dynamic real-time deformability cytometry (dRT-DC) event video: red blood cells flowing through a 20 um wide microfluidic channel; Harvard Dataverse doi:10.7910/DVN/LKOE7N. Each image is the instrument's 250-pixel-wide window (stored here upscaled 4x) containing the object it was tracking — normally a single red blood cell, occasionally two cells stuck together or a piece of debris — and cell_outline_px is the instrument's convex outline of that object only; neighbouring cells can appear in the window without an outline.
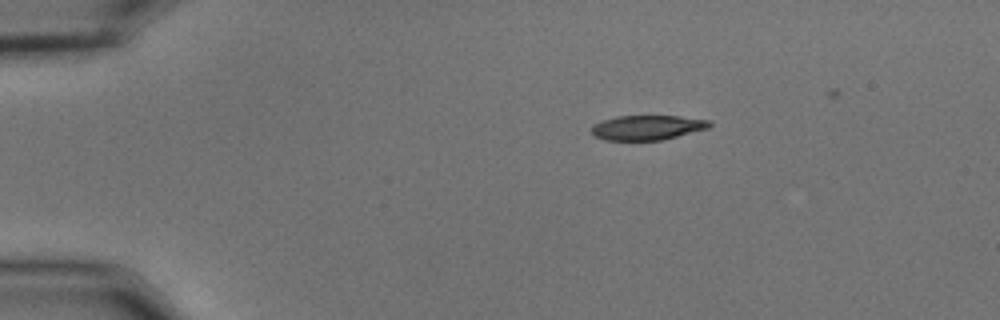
{"species": "common noctule bat (a hibernating species)", "species_latin": "Nyctalus noctula", "temperature_condition": "cold", "stored_images_in_passage": 41, "camera_frame_rate_fps": 3000, "um_per_image_px": 0.085, "animal": {"sex": "male", "body_mass_g": 15.6}, "frame": {"image": 1, "passage_image": 1, "time_ms": 0.0, "image_size_px": [1000, 320], "cell_outline_px": [[712, 124], [708, 128], [660, 140], [604, 140], [592, 136], [592, 124], [616, 116], [680, 116], [712, 120]], "centroid_in_image_um": [55.0, 10.83], "position_along_channel_um": 30.0, "area_um2": 16.99}}
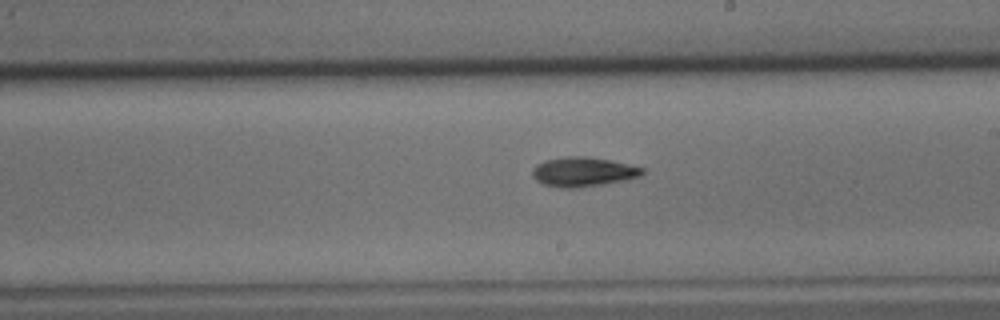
{"frame": {"image": 2, "passage_image": 23, "time_ms": 7.333, "image_size_px": [1000, 320], "cell_outline_px": [[644, 172], [640, 176], [628, 180], [604, 184], [576, 188], [560, 188], [544, 184], [536, 180], [532, 176], [532, 168], [536, 164], [544, 160], [568, 156], [588, 156], [608, 160], [644, 168]], "centroid_in_image_um": [49.54, 14.61], "position_along_channel_um": 239.5, "area_um2": 18.96}}
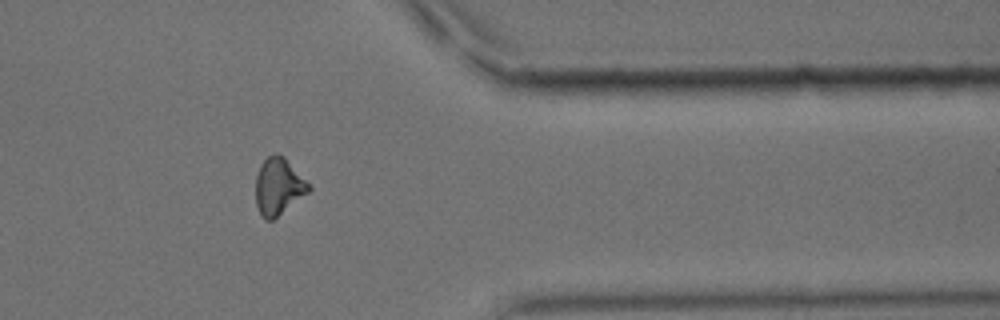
{"frame": {"image": 3, "passage_image": 36, "time_ms": 11.667, "image_size_px": [1000, 320], "cell_outline_px": [[312, 188], [308, 192], [272, 220], [264, 220], [260, 216], [256, 204], [256, 176], [260, 164], [268, 156], [284, 156]], "centroid_in_image_um": [23.63, 15.88], "position_along_channel_um": 387.8, "area_um2": 17.17}, "authors_computed_cell_mechanics": {"area_um2": 17.9758, "velocity_mm_per_s": 3.6975, "shape_relaxation_time_tau1_ms": 5.2849, "shape_relaxation_time_tau2_ms": null, "deformation_change_tau1": 0.1474, "deformation_change_tau2": null}}